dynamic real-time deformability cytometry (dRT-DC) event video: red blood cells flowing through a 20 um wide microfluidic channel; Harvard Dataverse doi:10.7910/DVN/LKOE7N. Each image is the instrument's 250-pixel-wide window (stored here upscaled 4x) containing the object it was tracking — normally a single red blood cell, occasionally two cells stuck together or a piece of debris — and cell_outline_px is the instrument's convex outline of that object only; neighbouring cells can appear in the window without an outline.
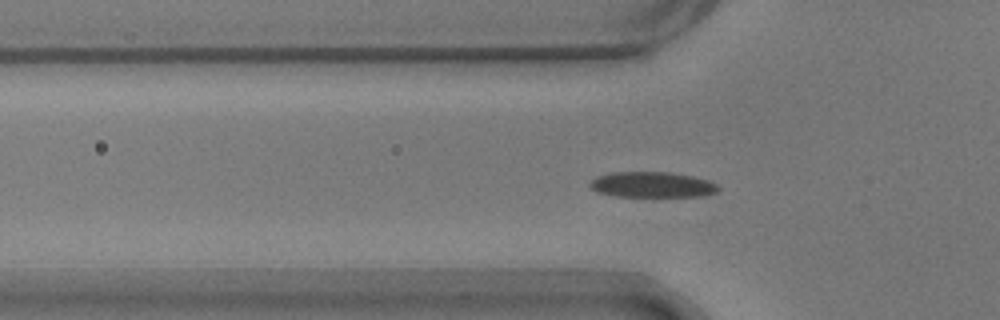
{"species": "common noctule bat (a hibernating species)", "species_latin": "Nyctalus noctula", "temperature_condition": "warm", "stored_images_in_passage": 55, "camera_frame_rate_fps": 3000, "um_per_image_px": 0.085, "animal": {"sex": "male", "body_mass_g": 17.9}, "frame": {"image": 1, "passage_image": 17, "time_ms": 5.333, "image_size_px": [1000, 320], "cell_outline_px": [[720, 188], [716, 192], [704, 196], [616, 196], [596, 192], [588, 184], [596, 176], [612, 172], [668, 172], [692, 176], [708, 180], [716, 184]], "centroid_in_image_um": [55.42, 15.69], "position_along_channel_um": 70.4, "area_um2": 19.07}}
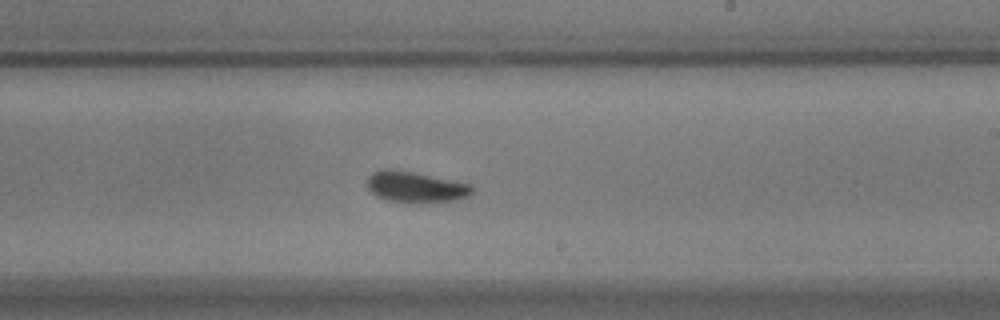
{"frame": {"image": 2, "passage_image": 32, "time_ms": 10.333, "image_size_px": [1000, 320], "cell_outline_px": [[472, 196], [456, 200], [420, 204], [408, 204], [384, 200], [376, 196], [368, 188], [368, 176], [372, 172], [384, 168], [388, 168], [412, 172], [472, 184]], "centroid_in_image_um": [35.32, 15.93], "position_along_channel_um": 253.7, "area_um2": 19.42}}
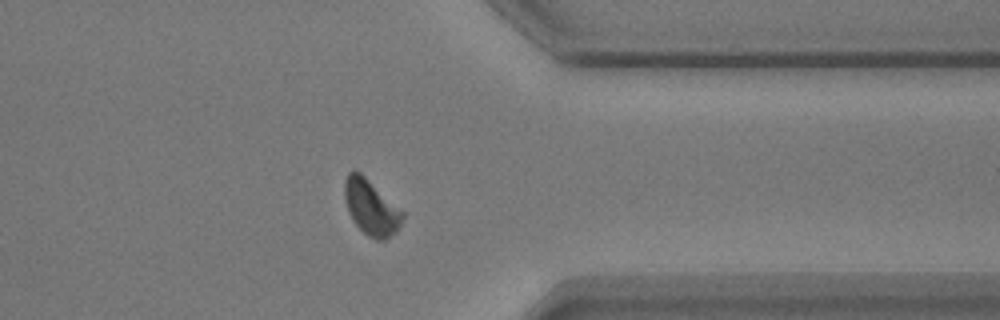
{"frame": {"image": 3, "passage_image": 43, "time_ms": 14.0, "image_size_px": [1000, 320], "cell_outline_px": [[404, 216], [400, 228], [396, 232], [384, 240], [376, 240], [368, 236], [352, 220], [348, 212], [344, 196], [344, 180], [348, 172], [360, 172], [404, 212]], "centroid_in_image_um": [31.54, 17.65], "position_along_channel_um": 379.9, "area_um2": 18.61}, "authors_computed_cell_mechanics": {"area_um2": 18.3804, "velocity_mm_per_s": 3.6568, "shape_relaxation_time_tau1_ms": 3.8452, "shape_relaxation_time_tau2_ms": 1.3183, "deformation_change_tau1": 0.1507, "deformation_change_tau2": 0.0623}}